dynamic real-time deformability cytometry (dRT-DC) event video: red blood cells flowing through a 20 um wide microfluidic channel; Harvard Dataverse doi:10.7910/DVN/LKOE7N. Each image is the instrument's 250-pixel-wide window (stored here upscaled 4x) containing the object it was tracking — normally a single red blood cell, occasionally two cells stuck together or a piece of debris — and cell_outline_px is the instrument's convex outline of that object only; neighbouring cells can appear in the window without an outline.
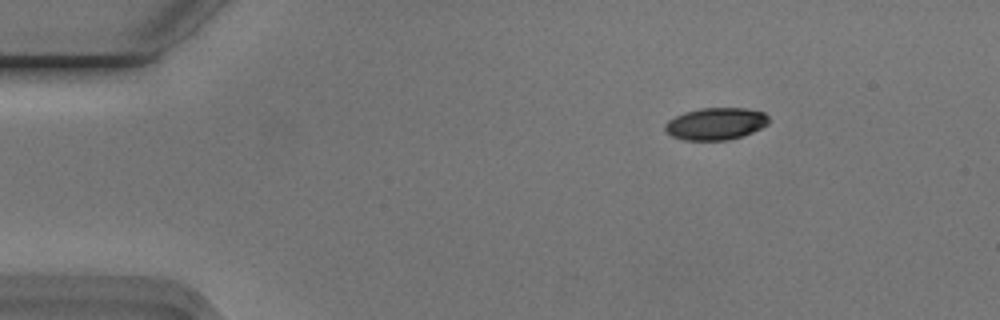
{"species": "Egyptian fruit bat (a non-hibernating species)", "species_latin": "Rousettus aegyptiacus", "temperature_condition": "cold", "stored_images_in_passage": 3, "camera_frame_rate_fps": 3000, "um_per_image_px": 0.085, "animal": {"sex": "male"}, "frame": {"image": 1, "passage_image": 1, "time_ms": 0.0, "image_size_px": [1000, 320], "cell_outline_px": [[768, 124], [752, 132], [728, 140], [684, 140], [672, 136], [664, 128], [664, 124], [668, 120], [684, 112], [700, 108], [748, 108], [764, 112], [768, 116]], "centroid_in_image_um": [60.83, 10.51], "position_along_channel_um": 24.2, "area_um2": 19.36}}